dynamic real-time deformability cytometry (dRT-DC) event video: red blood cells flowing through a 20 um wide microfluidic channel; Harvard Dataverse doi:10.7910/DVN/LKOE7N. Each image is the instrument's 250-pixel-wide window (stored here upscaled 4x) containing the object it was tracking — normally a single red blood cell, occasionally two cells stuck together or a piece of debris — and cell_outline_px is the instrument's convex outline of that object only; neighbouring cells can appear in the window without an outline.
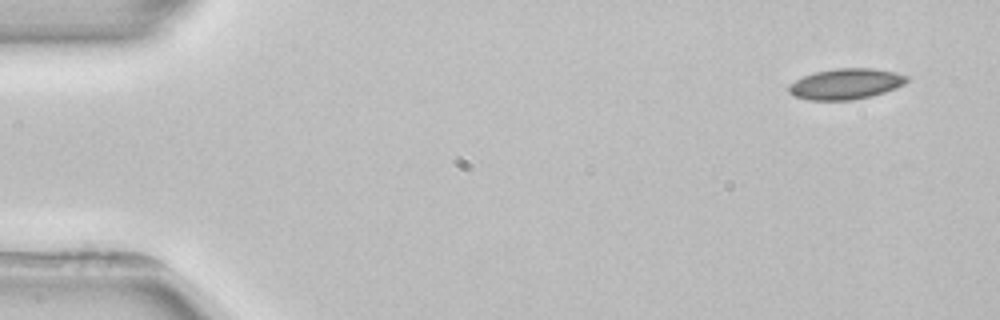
{"species": "common noctule bat (a hibernating species)", "species_latin": "Nyctalus noctula", "temperature_condition": "room temperature", "stored_images_in_passage": 3, "camera_frame_rate_fps": 3000, "um_per_image_px": 0.085, "animal": {"sex": "female", "body_mass_g": 22.7, "forearm_length_mm": 54.2}, "frame": {"image": 1, "passage_image": 1, "time_ms": 0.0, "image_size_px": [1000, 320], "cell_outline_px": [[908, 80], [904, 84], [896, 88], [872, 96], [852, 100], [808, 100], [792, 96], [788, 92], [788, 84], [804, 76], [816, 72], [836, 68], [872, 68], [896, 72], [908, 76]], "centroid_in_image_um": [71.88, 7.14], "position_along_channel_um": 13.1, "area_um2": 21.27}}
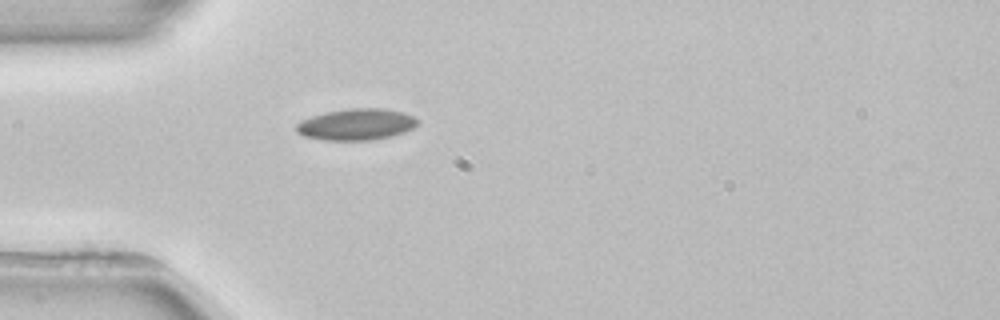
{"frame": {"image": 2, "passage_image": 3, "time_ms": 4.0, "image_size_px": [1000, 320], "cell_outline_px": [[420, 120], [412, 128], [404, 132], [392, 136], [372, 140], [324, 140], [304, 136], [296, 132], [296, 124], [300, 120], [324, 112], [352, 108], [384, 108], [404, 112]], "centroid_in_image_um": [30.28, 10.57], "position_along_channel_um": 54.7, "area_um2": 22.31}}